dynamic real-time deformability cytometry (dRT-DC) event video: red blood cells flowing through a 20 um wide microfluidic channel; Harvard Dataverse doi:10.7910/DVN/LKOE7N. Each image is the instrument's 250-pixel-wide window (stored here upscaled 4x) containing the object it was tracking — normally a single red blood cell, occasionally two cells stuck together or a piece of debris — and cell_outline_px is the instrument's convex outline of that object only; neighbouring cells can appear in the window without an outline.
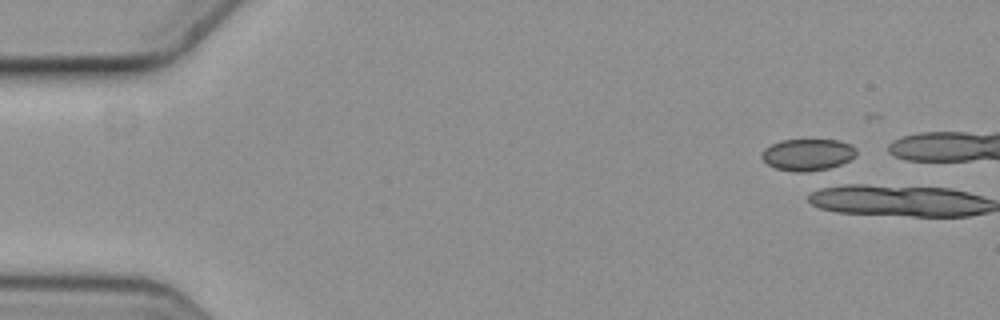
{"species": "common noctule bat (a hibernating species)", "species_latin": "Nyctalus noctula", "temperature_condition": "cold", "stored_images_in_passage": 1, "camera_frame_rate_fps": 3000, "um_per_image_px": 0.085, "animal": {"sex": "female", "body_mass_g": 19.3, "forearm_length_mm": 54.1}, "frame": {"image": 1, "passage_image": 1, "time_ms": 0.0, "image_size_px": [1000, 320], "cell_outline_px": [[856, 156], [840, 164], [828, 168], [804, 172], [796, 172], [776, 168], [768, 164], [760, 156], [760, 152], [764, 148], [780, 140], [840, 140], [856, 148]], "centroid_in_image_um": [68.62, 13.14], "position_along_channel_um": 16.4, "area_um2": 17.4}}